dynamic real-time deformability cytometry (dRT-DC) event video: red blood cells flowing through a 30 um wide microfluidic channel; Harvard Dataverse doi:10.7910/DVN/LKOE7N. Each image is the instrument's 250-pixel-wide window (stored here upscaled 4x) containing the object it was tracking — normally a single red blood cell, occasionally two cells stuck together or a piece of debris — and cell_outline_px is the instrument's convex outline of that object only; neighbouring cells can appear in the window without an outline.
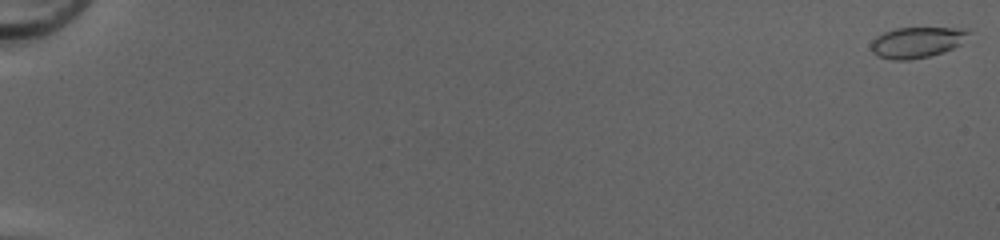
{"species": "common noctule bat (a hibernating species)", "species_latin": "Nyctalus noctula", "temperature_condition": "cold", "stored_images_in_passage": 52, "camera_frame_rate_fps": 3000, "um_per_image_px": 0.085, "animal": {"sex": "female", "body_mass_g": 20.0, "forearm_length_mm": 54.0}, "frame": {"image": 1, "passage_image": 1, "time_ms": 0.0, "image_size_px": [1000, 240], "cell_outline_px": [[968, 32], [960, 44], [944, 52], [928, 56], [908, 60], [892, 60], [876, 56], [872, 52], [872, 40], [876, 36], [884, 32], [896, 28], [968, 28]], "centroid_in_image_um": [77.88, 3.6], "position_along_channel_um": 7.1, "area_um2": 17.34}}
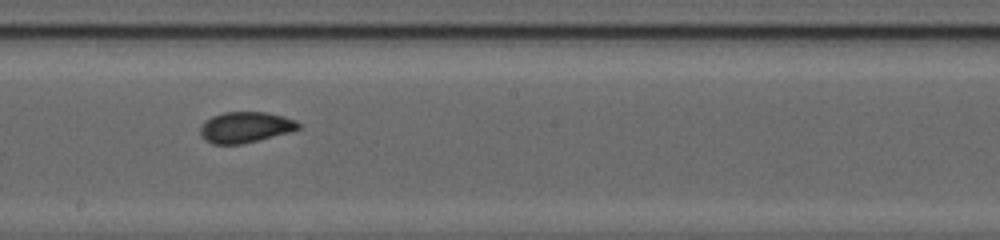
{"frame": {"image": 2, "passage_image": 32, "time_ms": 10.333, "image_size_px": [1000, 240], "cell_outline_px": [[300, 128], [288, 132], [260, 140], [240, 144], [212, 144], [204, 140], [200, 136], [200, 128], [212, 116], [224, 112], [264, 112], [284, 116], [296, 120], [300, 124]], "centroid_in_image_um": [20.85, 10.82], "position_along_channel_um": 227.3, "area_um2": 17.57}}
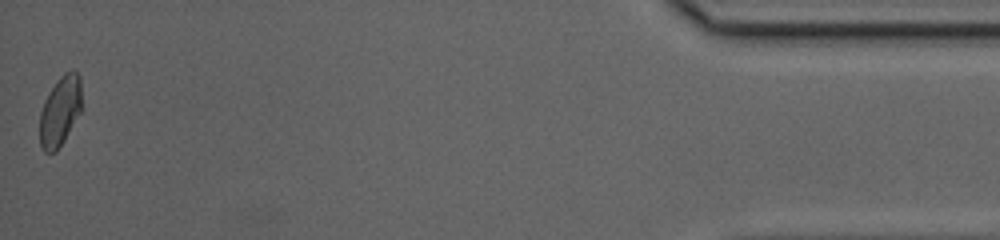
{"frame": {"image": 3, "passage_image": 52, "time_ms": 17.0, "image_size_px": [1000, 240], "cell_outline_px": [[80, 112], [64, 140], [56, 152], [44, 152], [40, 144], [40, 112], [44, 100], [56, 80], [64, 72], [72, 68], [80, 76]], "centroid_in_image_um": [5.09, 9.41], "position_along_channel_um": 430.1, "area_um2": 16.99}, "authors_computed_cell_mechanics": {"area_um2": 17.4556, "velocity_mm_per_s": 4.2251, "shape_relaxation_time_tau1_ms": 6.3128, "shape_relaxation_time_tau2_ms": 1.2019, "deformation_change_tau1": 0.1297, "deformation_change_tau2": 0.0487}}